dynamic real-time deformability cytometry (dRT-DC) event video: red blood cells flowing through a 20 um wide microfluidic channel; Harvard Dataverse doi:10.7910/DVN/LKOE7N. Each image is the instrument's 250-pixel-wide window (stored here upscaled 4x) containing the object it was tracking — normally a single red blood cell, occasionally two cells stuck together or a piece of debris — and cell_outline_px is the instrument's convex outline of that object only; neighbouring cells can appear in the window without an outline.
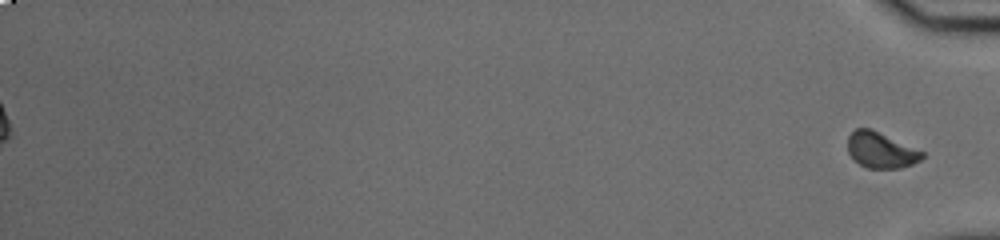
{"species": "common noctule bat (a hibernating species)", "species_latin": "Nyctalus noctula", "temperature_condition": "cold", "stored_images_in_passage": 55, "segment_of_instrument_passage": [2, 2], "camera_frame_rate_fps": 3000, "um_per_image_px": 0.085, "animal": {"sex": "male", "body_mass_g": 20.0, "forearm_length_mm": 53.3}, "frame": {"image": 1, "passage_image": 55, "time_ms": 18.0, "image_size_px": [1000, 240], "cell_outline_px": [[924, 156], [920, 160], [912, 164], [900, 168], [868, 168], [860, 164], [848, 152], [848, 136], [856, 128], [872, 128], [924, 152]], "centroid_in_image_um": [74.88, 12.75], "position_along_channel_um": 360.3, "area_um2": 15.43}}